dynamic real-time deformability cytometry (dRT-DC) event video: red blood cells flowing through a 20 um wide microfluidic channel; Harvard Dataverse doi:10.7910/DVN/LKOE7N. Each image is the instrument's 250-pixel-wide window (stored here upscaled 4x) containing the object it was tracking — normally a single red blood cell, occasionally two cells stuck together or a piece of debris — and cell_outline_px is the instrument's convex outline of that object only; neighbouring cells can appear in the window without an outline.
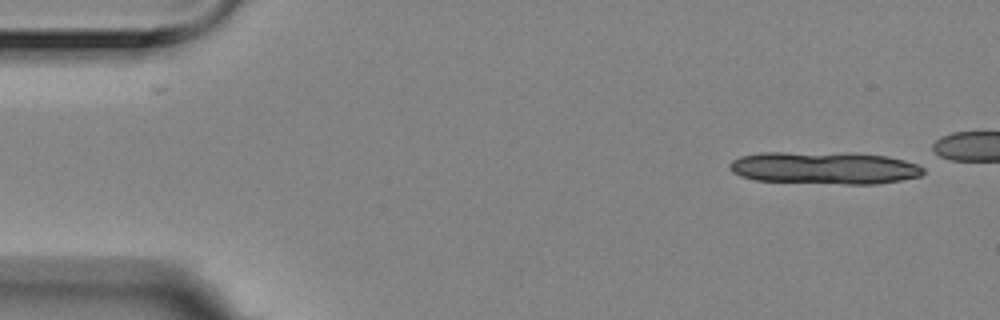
{"species": "Egyptian fruit bat (a non-hibernating species)", "species_latin": "Rousettus aegyptiacus", "temperature_condition": "room temperature", "stored_images_in_passage": 2, "camera_frame_rate_fps": 3000, "um_per_image_px": 0.085, "animal": {"sex": "female"}, "frame": {"image": 1, "passage_image": 2, "time_ms": 0.333, "image_size_px": [1000, 320], "cell_outline_px": [[924, 172], [920, 176], [900, 180], [876, 184], [844, 184], [756, 180], [740, 176], [732, 172], [728, 168], [728, 164], [732, 160], [740, 156], [760, 152], [856, 152], [888, 156], [904, 160], [916, 164], [924, 168]], "centroid_in_image_um": [70.06, 14.25], "position_along_channel_um": 14.9, "area_um2": 37.11}}